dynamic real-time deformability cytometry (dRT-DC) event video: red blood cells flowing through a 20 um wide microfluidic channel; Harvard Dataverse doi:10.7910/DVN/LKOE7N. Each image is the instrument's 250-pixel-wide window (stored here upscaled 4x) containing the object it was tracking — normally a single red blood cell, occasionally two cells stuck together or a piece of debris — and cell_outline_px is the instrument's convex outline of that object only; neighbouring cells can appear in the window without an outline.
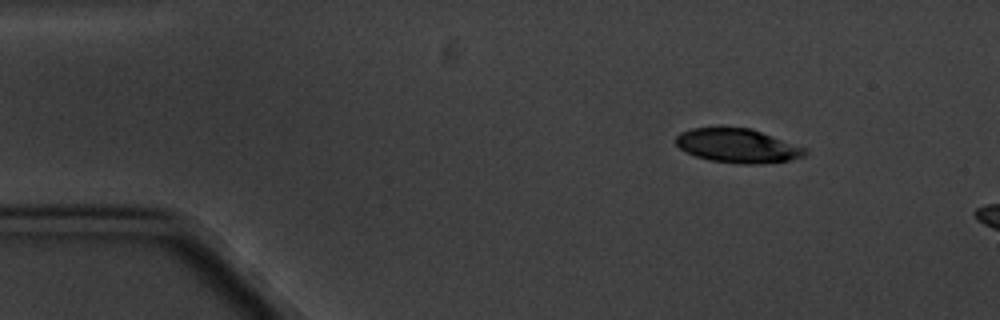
{"species": "common noctule bat (a hibernating species)", "species_latin": "Nyctalus noctula", "temperature_condition": "cold", "stored_images_in_passage": 3, "camera_frame_rate_fps": 3000, "um_per_image_px": 0.085, "animal": {"sex": "male", "body_mass_g": 20.1, "forearm_length_mm": 53.5}, "frame": {"image": 1, "passage_image": 2, "time_ms": 1.333, "image_size_px": [1000, 320], "cell_outline_px": [[808, 152], [804, 156], [788, 160], [756, 164], [740, 164], [708, 160], [696, 156], [680, 148], [676, 144], [676, 136], [680, 132], [692, 128], [720, 124], [748, 128], [808, 148]], "centroid_in_image_um": [62.66, 12.35], "position_along_channel_um": 22.3, "area_um2": 26.13}}